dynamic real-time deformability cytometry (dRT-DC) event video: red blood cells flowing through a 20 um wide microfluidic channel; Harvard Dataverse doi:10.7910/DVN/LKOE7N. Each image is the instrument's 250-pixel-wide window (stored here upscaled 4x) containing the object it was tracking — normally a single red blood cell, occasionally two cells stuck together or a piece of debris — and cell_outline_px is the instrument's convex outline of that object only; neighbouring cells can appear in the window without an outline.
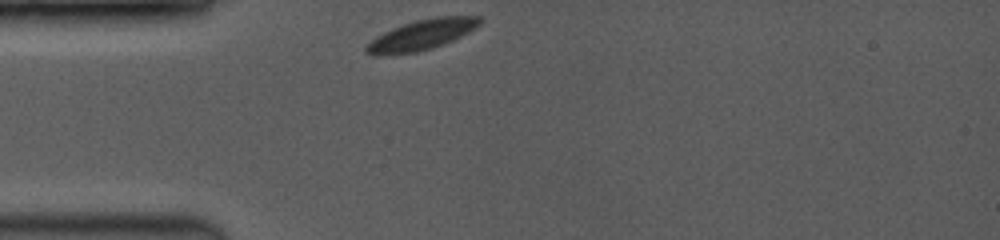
{"species": "common noctule bat (a hibernating species)", "species_latin": "Nyctalus noctula", "temperature_condition": "room temperature", "stored_images_in_passage": 1, "camera_frame_rate_fps": 3500, "um_per_image_px": 0.085, "animal": {"sex": "female", "body_mass_g": 19.0, "forearm_length_mm": 53.3}, "frame": {"image": 1, "passage_image": 1, "time_ms": 0.0, "image_size_px": [1000, 240], "cell_outline_px": [[484, 20], [476, 28], [444, 44], [432, 48], [416, 52], [376, 56], [372, 56], [364, 52], [364, 48], [376, 36], [392, 28], [416, 20], [436, 16], [480, 16]], "centroid_in_image_um": [35.83, 2.96], "position_along_channel_um": 49.2, "area_um2": 20.11}}